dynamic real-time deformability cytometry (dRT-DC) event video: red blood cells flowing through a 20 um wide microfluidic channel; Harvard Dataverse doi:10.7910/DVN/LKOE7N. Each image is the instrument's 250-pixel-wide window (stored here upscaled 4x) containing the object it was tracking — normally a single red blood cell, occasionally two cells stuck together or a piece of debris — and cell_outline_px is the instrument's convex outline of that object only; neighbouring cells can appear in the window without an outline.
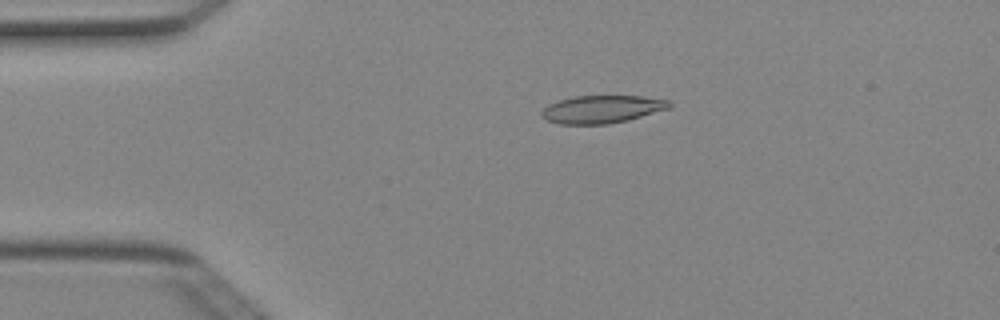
{"species": "Egyptian fruit bat (a non-hibernating species)", "species_latin": "Rousettus aegyptiacus", "temperature_condition": "cold", "stored_images_in_passage": 48, "camera_frame_rate_fps": 3000, "um_per_image_px": 0.085, "animal": {"sex": "female"}, "frame": {"image": 1, "passage_image": 8, "time_ms": 2.333, "image_size_px": [1000, 320], "cell_outline_px": [[672, 104], [668, 108], [628, 120], [608, 124], [560, 124], [548, 120], [540, 116], [540, 112], [548, 104], [560, 100], [576, 96], [640, 96], [668, 100]], "centroid_in_image_um": [51.13, 9.29], "position_along_channel_um": 33.9, "area_um2": 20.46}}
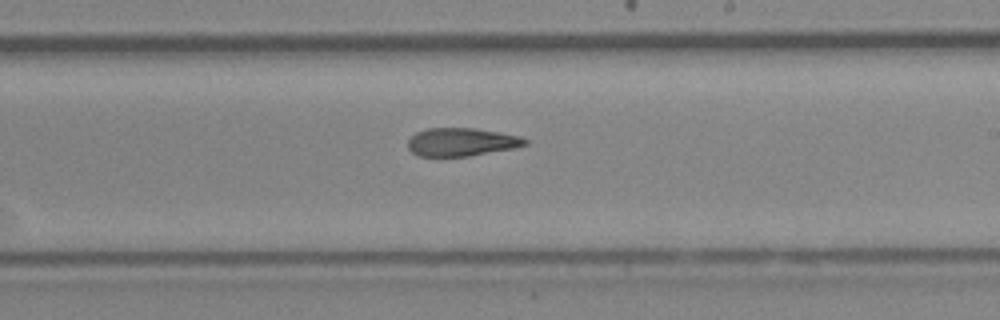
{"frame": {"image": 2, "passage_image": 27, "time_ms": 8.667, "image_size_px": [1000, 320], "cell_outline_px": [[528, 144], [512, 148], [468, 156], [416, 156], [408, 148], [408, 140], [416, 132], [428, 128], [476, 128], [520, 136], [528, 140]], "centroid_in_image_um": [39.2, 12.07], "position_along_channel_um": 249.8, "area_um2": 19.13}}
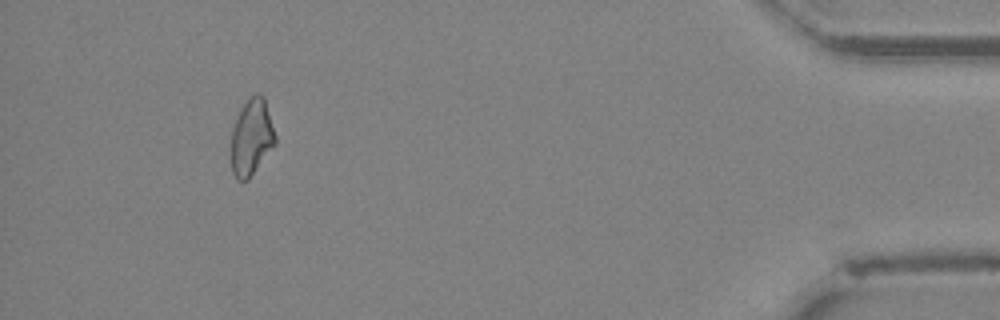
{"frame": {"image": 3, "passage_image": 44, "time_ms": 14.333, "image_size_px": [1000, 320], "cell_outline_px": [[276, 144], [248, 180], [236, 180], [232, 172], [232, 128], [244, 104], [256, 92], [260, 92], [264, 96], [276, 136]], "centroid_in_image_um": [21.4, 11.68], "position_along_channel_um": 413.8, "area_um2": 19.48}, "authors_computed_cell_mechanics": {"area_um2": 20.4612, "velocity_mm_per_s": 4.0327, "shape_relaxation_time_tau1_ms": null, "shape_relaxation_time_tau2_ms": 4.677, "deformation_change_tau1": null, "deformation_change_tau2": 0.1502}}